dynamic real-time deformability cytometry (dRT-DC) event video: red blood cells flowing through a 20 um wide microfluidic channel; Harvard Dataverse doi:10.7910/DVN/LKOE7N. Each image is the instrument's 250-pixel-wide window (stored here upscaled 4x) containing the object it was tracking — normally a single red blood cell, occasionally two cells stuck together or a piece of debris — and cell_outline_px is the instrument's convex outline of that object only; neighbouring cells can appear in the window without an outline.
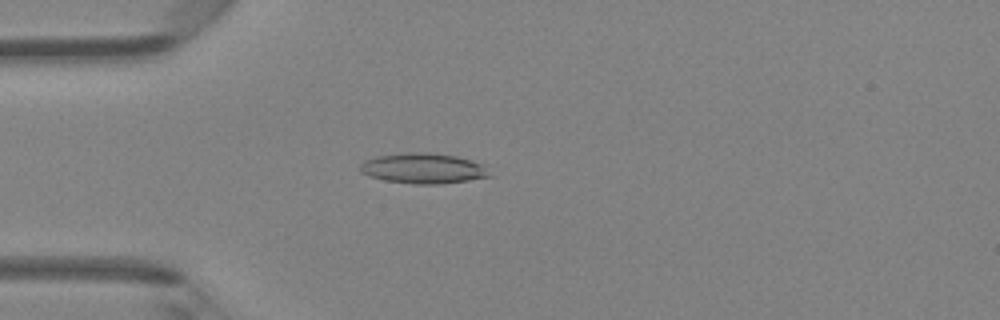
{"species": "Egyptian fruit bat (a non-hibernating species)", "species_latin": "Rousettus aegyptiacus", "temperature_condition": "room temperature", "stored_images_in_passage": 44, "camera_frame_rate_fps": 3000, "um_per_image_px": 0.085, "animal": {"sex": "female"}, "frame": {"image": 1, "passage_image": 10, "time_ms": 3.0, "image_size_px": [1000, 320], "cell_outline_px": [[496, 176], [440, 184], [412, 184], [384, 180], [368, 176], [360, 172], [360, 164], [364, 160], [376, 156], [408, 152], [428, 152], [456, 156], [484, 164]], "centroid_in_image_um": [36.01, 14.31], "position_along_channel_um": 49.0, "area_um2": 23.29}}
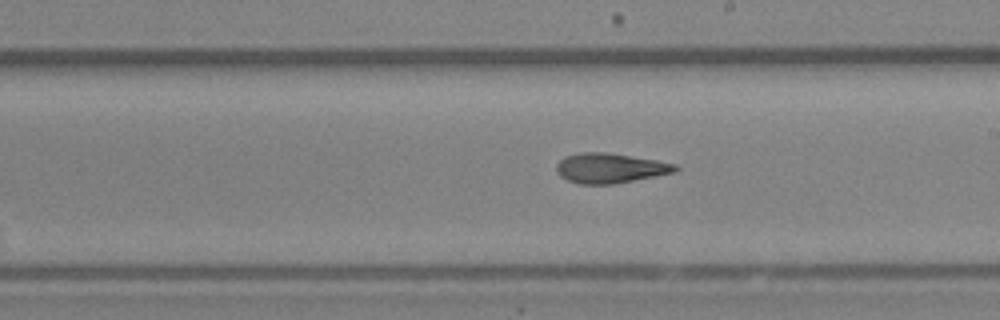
{"frame": {"image": 2, "passage_image": 24, "time_ms": 7.667, "image_size_px": [1000, 320], "cell_outline_px": [[680, 168], [676, 172], [616, 184], [576, 184], [560, 176], [556, 172], [556, 164], [564, 156], [580, 152], [604, 152], [656, 160], [676, 164]], "centroid_in_image_um": [51.84, 14.3], "position_along_channel_um": 237.2, "area_um2": 20.87}}
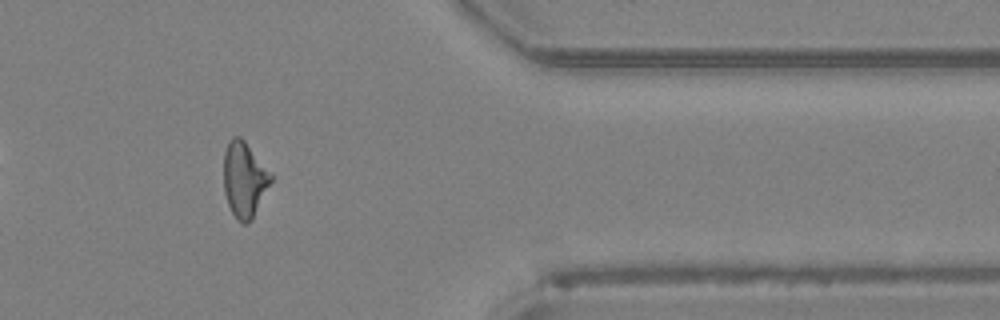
{"frame": {"image": 3, "passage_image": 36, "time_ms": 11.667, "image_size_px": [1000, 320], "cell_outline_px": [[272, 180], [252, 220], [248, 224], [244, 224], [236, 220], [228, 204], [224, 192], [224, 152], [228, 140], [232, 136], [240, 136], [244, 140], [272, 176]], "centroid_in_image_um": [20.74, 15.28], "position_along_channel_um": 390.7, "area_um2": 20.58}, "authors_computed_cell_mechanics": {"area_um2": 21.0103, "velocity_mm_per_s": 4.3249, "shape_relaxation_time_tau1_ms": null, "shape_relaxation_time_tau2_ms": 2.1955, "deformation_change_tau1": null, "deformation_change_tau2": 0.1136}}